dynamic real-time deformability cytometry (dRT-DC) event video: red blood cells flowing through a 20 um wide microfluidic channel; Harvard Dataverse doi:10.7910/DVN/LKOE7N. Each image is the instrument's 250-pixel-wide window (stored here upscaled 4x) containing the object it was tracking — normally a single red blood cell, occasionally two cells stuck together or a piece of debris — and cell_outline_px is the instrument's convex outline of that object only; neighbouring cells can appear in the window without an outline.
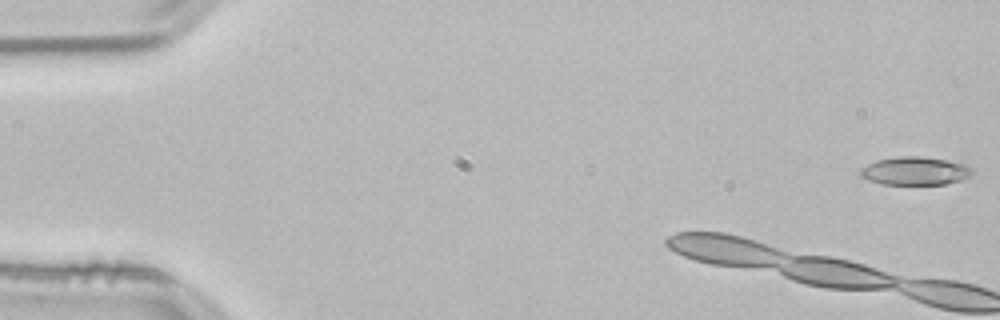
{"species": "common noctule bat (a hibernating species)", "species_latin": "Nyctalus noctula", "temperature_condition": "room temperature", "stored_images_in_passage": 6, "camera_frame_rate_fps": 3000, "um_per_image_px": 0.085, "animal": {"sex": "male", "body_mass_g": 21.5, "forearm_length_mm": 52.0}, "frame": {"image": 1, "passage_image": 1, "time_ms": 0.0, "image_size_px": [1000, 320], "cell_outline_px": [[972, 172], [968, 176], [960, 180], [944, 184], [880, 184], [868, 180], [860, 176], [860, 168], [876, 160], [896, 156], [920, 156], [948, 160], [964, 164], [972, 168]], "centroid_in_image_um": [77.73, 14.52], "position_along_channel_um": 7.3, "area_um2": 18.38}}